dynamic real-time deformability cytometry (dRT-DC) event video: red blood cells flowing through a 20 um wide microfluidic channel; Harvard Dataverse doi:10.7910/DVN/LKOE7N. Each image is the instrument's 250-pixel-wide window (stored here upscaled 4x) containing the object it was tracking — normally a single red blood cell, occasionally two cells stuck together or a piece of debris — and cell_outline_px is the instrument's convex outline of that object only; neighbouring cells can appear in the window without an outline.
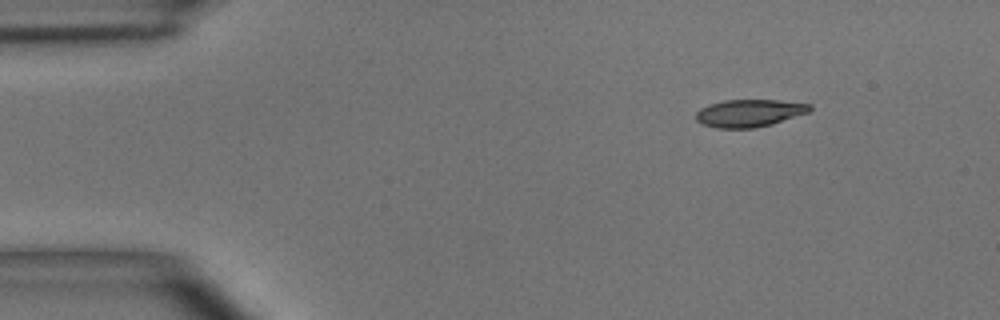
{"species": "common noctule bat (a hibernating species)", "species_latin": "Nyctalus noctula", "temperature_condition": "room temperature", "stored_images_in_passage": 6, "segment_of_instrument_passage": [2, 2], "camera_frame_rate_fps": 3000, "um_per_image_px": 0.085, "animal": {"sex": "male", "body_mass_g": 15.6}, "frame": {"image": 1, "passage_image": 6, "time_ms": 5.667, "image_size_px": [1000, 320], "cell_outline_px": [[812, 108], [808, 112], [772, 124], [756, 128], [716, 128], [704, 124], [696, 120], [696, 112], [700, 108], [724, 100], [780, 100], [812, 104]], "centroid_in_image_um": [63.71, 9.61], "position_along_channel_um": 21.3, "area_um2": 18.15}}